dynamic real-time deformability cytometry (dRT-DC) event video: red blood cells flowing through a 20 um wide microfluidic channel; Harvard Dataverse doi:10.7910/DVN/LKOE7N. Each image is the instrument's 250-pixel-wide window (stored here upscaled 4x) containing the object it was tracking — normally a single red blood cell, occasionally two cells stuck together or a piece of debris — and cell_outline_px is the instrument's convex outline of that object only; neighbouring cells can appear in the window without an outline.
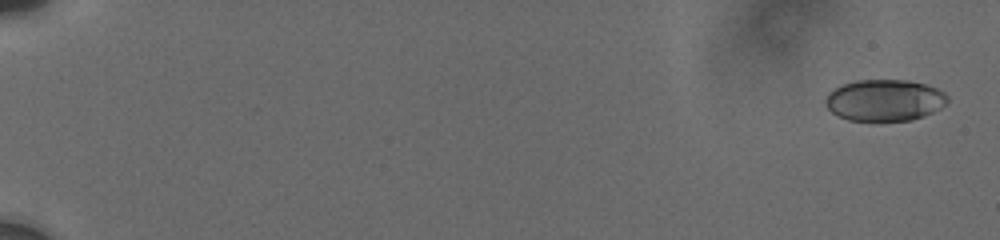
{"species": "human", "species_latin": "Homo sapiens", "temperature_condition": "cold", "stored_images_in_passage": 52, "camera_frame_rate_fps": 3000, "um_per_image_px": 0.085, "donor": {"sex": "male"}, "frame": {"image": 1, "passage_image": 2, "time_ms": 0.333, "image_size_px": [1000, 240], "cell_outline_px": [[948, 100], [940, 108], [932, 112], [912, 120], [848, 120], [836, 116], [824, 104], [824, 100], [828, 92], [844, 84], [856, 80], [908, 80], [928, 84], [944, 92], [948, 96]], "centroid_in_image_um": [75.17, 8.51], "position_along_channel_um": 9.8, "area_um2": 29.54}}
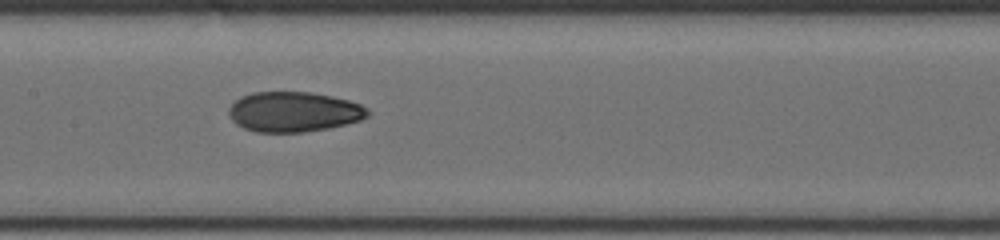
{"frame": {"image": 2, "passage_image": 29, "time_ms": 10.333, "image_size_px": [1000, 240], "cell_outline_px": [[372, 112], [368, 116], [360, 120], [328, 128], [304, 132], [256, 132], [244, 128], [236, 124], [232, 120], [228, 112], [228, 108], [240, 96], [252, 92], [312, 92], [332, 96], [348, 100], [360, 104], [368, 108]], "centroid_in_image_um": [24.97, 9.5], "position_along_channel_um": 182.4, "area_um2": 32.6}}
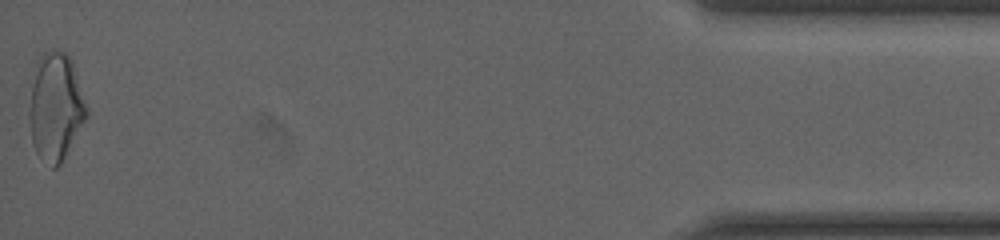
{"frame": {"image": 3, "passage_image": 52, "time_ms": 19.0, "image_size_px": [1000, 240], "cell_outline_px": [[88, 116], [60, 164], [56, 168], [52, 168], [36, 152], [32, 144], [28, 116], [28, 112], [32, 84], [36, 60], [48, 48], [64, 52], [72, 60], [88, 108]], "centroid_in_image_um": [4.72, 9.05], "position_along_channel_um": 430.5, "area_um2": 36.18}, "authors_computed_cell_mechanics": {"area_um2": 32.1946, "velocity_mm_per_s": 3.7567, "shape_relaxation_time_tau1_ms": 9.8079, "shape_relaxation_time_tau2_ms": 1.757, "deformation_change_tau1": 0.1845, "deformation_change_tau2": 0.0632}}